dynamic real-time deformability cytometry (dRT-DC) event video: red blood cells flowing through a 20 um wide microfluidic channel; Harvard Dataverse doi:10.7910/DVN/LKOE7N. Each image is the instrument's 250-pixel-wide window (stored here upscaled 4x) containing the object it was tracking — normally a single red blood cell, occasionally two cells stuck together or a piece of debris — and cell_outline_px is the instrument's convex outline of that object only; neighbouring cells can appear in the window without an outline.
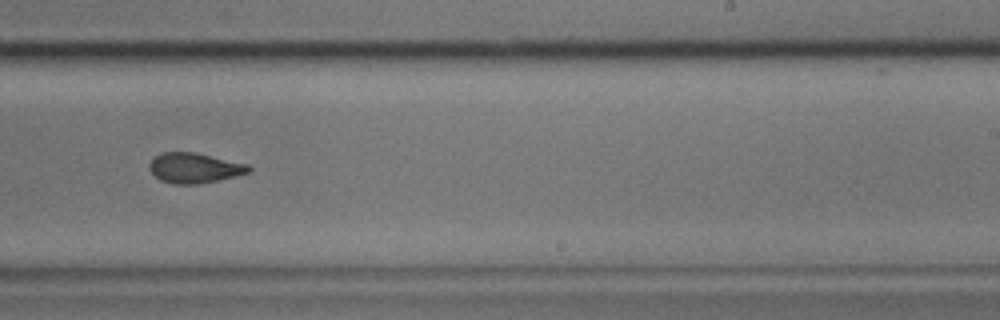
{"species": "common noctule bat (a hibernating species)", "species_latin": "Nyctalus noctula", "temperature_condition": "cold", "stored_images_in_passage": 38, "camera_frame_rate_fps": 3000, "um_per_image_px": 0.085, "animal": {"sex": "male", "body_mass_g": 17.9}, "frame": {"image": 1, "passage_image": 22, "time_ms": 7.0, "image_size_px": [1000, 320], "cell_outline_px": [[252, 172], [216, 180], [196, 184], [176, 184], [160, 180], [148, 168], [148, 164], [160, 152], [196, 152], [248, 164], [252, 168]], "centroid_in_image_um": [16.53, 14.26], "position_along_channel_um": 272.5, "area_um2": 17.4}}